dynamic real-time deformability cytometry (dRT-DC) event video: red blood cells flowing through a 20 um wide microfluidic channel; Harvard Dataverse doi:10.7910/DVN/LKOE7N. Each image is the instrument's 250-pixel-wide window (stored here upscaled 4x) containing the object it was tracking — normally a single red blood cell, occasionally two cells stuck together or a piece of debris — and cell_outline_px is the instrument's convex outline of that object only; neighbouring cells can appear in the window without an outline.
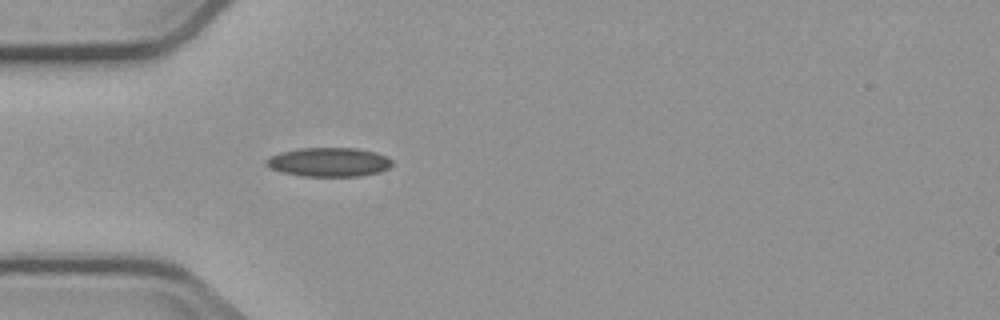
{"species": "common noctule bat (a hibernating species)", "species_latin": "Nyctalus noctula", "temperature_condition": "cold", "stored_images_in_passage": 4, "camera_frame_rate_fps": 3000, "um_per_image_px": 0.085, "animal": {"sex": "male", "body_mass_g": 23.1, "forearm_length_mm": 52.7}, "frame": {"image": 1, "passage_image": 4, "time_ms": 3.667, "image_size_px": [1000, 320], "cell_outline_px": [[392, 164], [388, 168], [380, 172], [360, 176], [304, 176], [280, 172], [264, 164], [264, 160], [268, 156], [280, 152], [300, 148], [356, 148], [376, 152], [392, 160]], "centroid_in_image_um": [27.92, 13.77], "position_along_channel_um": 57.1, "area_um2": 21.39}}